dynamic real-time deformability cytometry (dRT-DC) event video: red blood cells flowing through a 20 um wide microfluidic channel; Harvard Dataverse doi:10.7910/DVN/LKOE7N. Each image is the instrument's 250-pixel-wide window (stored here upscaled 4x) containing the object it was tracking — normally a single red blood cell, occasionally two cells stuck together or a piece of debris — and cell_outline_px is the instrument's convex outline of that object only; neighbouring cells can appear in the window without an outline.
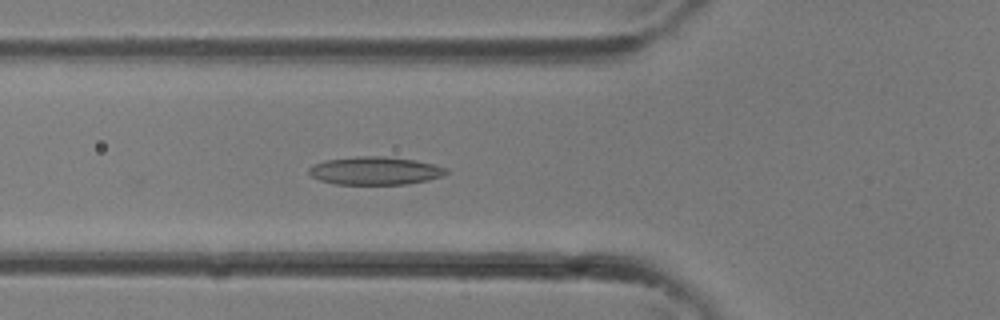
{"species": "common noctule bat (a hibernating species)", "species_latin": "Nyctalus noctula", "temperature_condition": "room temperature", "stored_images_in_passage": 18, "camera_frame_rate_fps": 3000, "um_per_image_px": 0.085, "animal": {"sex": "female"}, "frame": {"image": 1, "passage_image": 2, "time_ms": 0.333, "image_size_px": [1000, 320], "cell_outline_px": [[448, 172], [444, 176], [428, 180], [404, 184], [336, 184], [320, 180], [312, 176], [308, 172], [308, 168], [312, 164], [324, 160], [356, 156], [384, 156], [416, 160], [448, 168]], "centroid_in_image_um": [31.87, 14.5], "position_along_channel_um": 93.9, "area_um2": 22.54}}
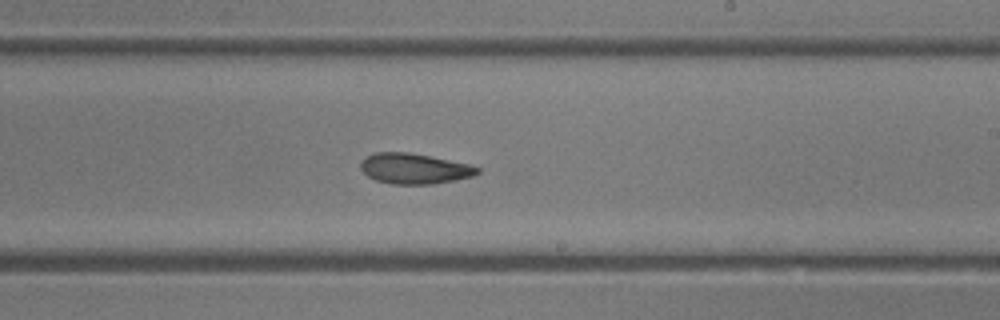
{"frame": {"image": 2, "passage_image": 10, "time_ms": 3.0, "image_size_px": [1000, 320], "cell_outline_px": [[480, 172], [472, 176], [456, 180], [432, 184], [392, 184], [376, 180], [368, 176], [360, 168], [360, 164], [368, 156], [376, 152], [408, 152], [472, 164], [480, 168]], "centroid_in_image_um": [35.26, 14.33], "position_along_channel_um": 253.7, "area_um2": 20.69}}
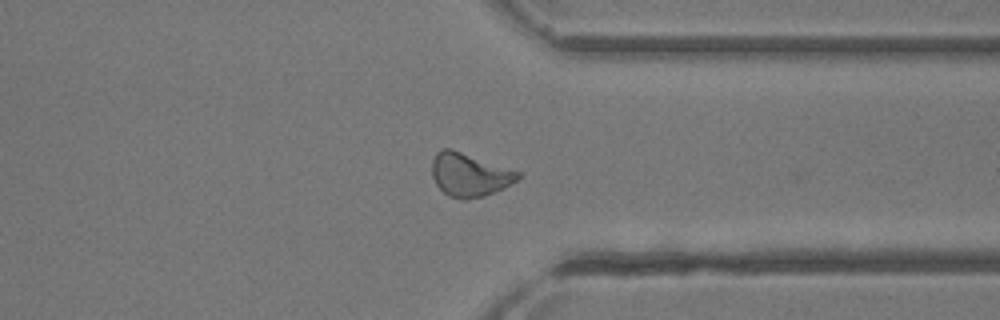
{"frame": {"image": 3, "passage_image": 16, "time_ms": 5.0, "image_size_px": [1000, 320], "cell_outline_px": [[520, 176], [516, 180], [504, 188], [484, 196], [468, 200], [464, 200], [448, 196], [436, 184], [432, 176], [432, 160], [436, 152], [440, 148], [452, 148], [520, 172]], "centroid_in_image_um": [39.87, 14.85], "position_along_channel_um": 371.5, "area_um2": 21.79}}